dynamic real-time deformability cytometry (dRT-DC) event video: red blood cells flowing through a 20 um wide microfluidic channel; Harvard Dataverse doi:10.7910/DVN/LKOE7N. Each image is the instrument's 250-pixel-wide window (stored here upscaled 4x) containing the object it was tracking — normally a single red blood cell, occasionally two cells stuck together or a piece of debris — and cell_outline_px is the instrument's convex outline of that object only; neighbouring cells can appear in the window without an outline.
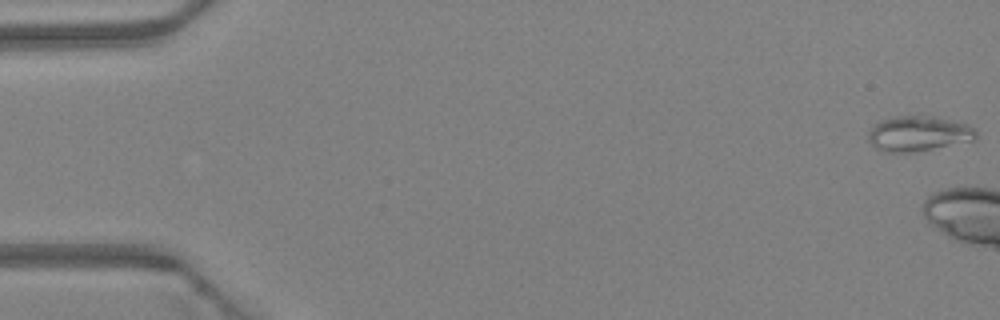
{"species": "Egyptian fruit bat (a non-hibernating species)", "species_latin": "Rousettus aegyptiacus", "temperature_condition": "warm", "stored_images_in_passage": 5, "camera_frame_rate_fps": 3000, "um_per_image_px": 0.085, "animal": {"sex": "female"}, "frame": {"image": 1, "passage_image": 1, "time_ms": 0.0, "image_size_px": [1000, 320], "cell_outline_px": [[976, 140], [912, 152], [880, 152], [868, 140], [868, 132], [872, 124], [880, 120], [896, 116], [932, 116], [968, 124], [976, 128]], "centroid_in_image_um": [78.04, 11.35], "position_along_channel_um": 7.0, "area_um2": 22.25}}